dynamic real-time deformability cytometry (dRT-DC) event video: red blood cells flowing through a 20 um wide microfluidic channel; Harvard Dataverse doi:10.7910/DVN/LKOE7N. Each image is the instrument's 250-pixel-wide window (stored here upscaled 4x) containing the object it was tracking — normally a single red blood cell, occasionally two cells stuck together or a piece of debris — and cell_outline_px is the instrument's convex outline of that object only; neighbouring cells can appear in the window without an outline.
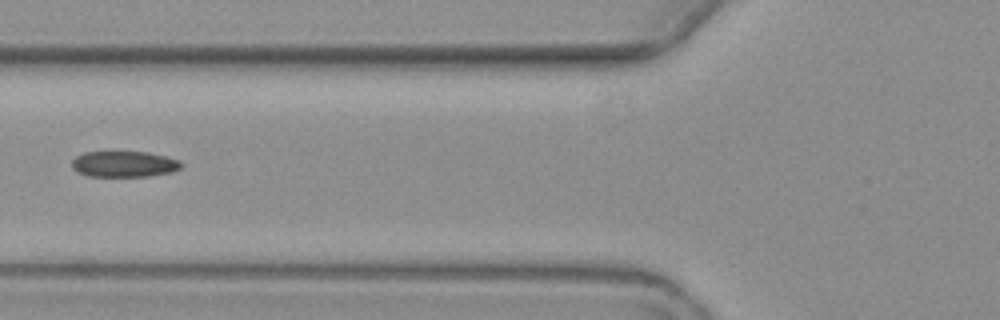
{"species": "common noctule bat (a hibernating species)", "species_latin": "Nyctalus noctula", "temperature_condition": "warm", "stored_images_in_passage": 4, "camera_frame_rate_fps": 3000, "um_per_image_px": 0.085, "animal": {"sex": "female", "body_mass_g": 19.3, "forearm_length_mm": 54.1}, "frame": {"image": 1, "passage_image": 4, "time_ms": 4.333, "image_size_px": [1000, 320], "cell_outline_px": [[184, 164], [180, 168], [172, 172], [148, 176], [88, 176], [76, 172], [72, 168], [72, 160], [76, 156], [84, 152], [148, 152], [180, 160]], "centroid_in_image_um": [10.54, 13.95], "position_along_channel_um": 115.3, "area_um2": 16.59}}